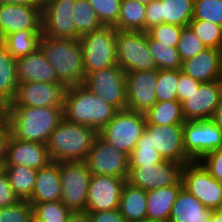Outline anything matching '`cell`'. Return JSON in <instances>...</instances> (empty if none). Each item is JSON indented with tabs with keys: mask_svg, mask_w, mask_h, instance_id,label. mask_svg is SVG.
I'll use <instances>...</instances> for the list:
<instances>
[{
	"mask_svg": "<svg viewBox=\"0 0 222 222\" xmlns=\"http://www.w3.org/2000/svg\"><path fill=\"white\" fill-rule=\"evenodd\" d=\"M63 119V107H6V121L11 134L19 140L47 144Z\"/></svg>",
	"mask_w": 222,
	"mask_h": 222,
	"instance_id": "cell-1",
	"label": "cell"
},
{
	"mask_svg": "<svg viewBox=\"0 0 222 222\" xmlns=\"http://www.w3.org/2000/svg\"><path fill=\"white\" fill-rule=\"evenodd\" d=\"M117 111L82 84L66 88L63 118L68 122L92 127L99 133Z\"/></svg>",
	"mask_w": 222,
	"mask_h": 222,
	"instance_id": "cell-2",
	"label": "cell"
},
{
	"mask_svg": "<svg viewBox=\"0 0 222 222\" xmlns=\"http://www.w3.org/2000/svg\"><path fill=\"white\" fill-rule=\"evenodd\" d=\"M39 48L66 87L83 83L85 73L79 40L42 35Z\"/></svg>",
	"mask_w": 222,
	"mask_h": 222,
	"instance_id": "cell-3",
	"label": "cell"
},
{
	"mask_svg": "<svg viewBox=\"0 0 222 222\" xmlns=\"http://www.w3.org/2000/svg\"><path fill=\"white\" fill-rule=\"evenodd\" d=\"M97 134L92 127L71 123L63 118L46 144L51 160L85 161Z\"/></svg>",
	"mask_w": 222,
	"mask_h": 222,
	"instance_id": "cell-4",
	"label": "cell"
},
{
	"mask_svg": "<svg viewBox=\"0 0 222 222\" xmlns=\"http://www.w3.org/2000/svg\"><path fill=\"white\" fill-rule=\"evenodd\" d=\"M117 30L103 26L80 37L85 75L97 70L117 65Z\"/></svg>",
	"mask_w": 222,
	"mask_h": 222,
	"instance_id": "cell-5",
	"label": "cell"
},
{
	"mask_svg": "<svg viewBox=\"0 0 222 222\" xmlns=\"http://www.w3.org/2000/svg\"><path fill=\"white\" fill-rule=\"evenodd\" d=\"M145 129V114L125 109L118 110L99 134L112 146L129 156Z\"/></svg>",
	"mask_w": 222,
	"mask_h": 222,
	"instance_id": "cell-6",
	"label": "cell"
},
{
	"mask_svg": "<svg viewBox=\"0 0 222 222\" xmlns=\"http://www.w3.org/2000/svg\"><path fill=\"white\" fill-rule=\"evenodd\" d=\"M82 85L117 110L127 109L126 72L120 66L88 73Z\"/></svg>",
	"mask_w": 222,
	"mask_h": 222,
	"instance_id": "cell-7",
	"label": "cell"
},
{
	"mask_svg": "<svg viewBox=\"0 0 222 222\" xmlns=\"http://www.w3.org/2000/svg\"><path fill=\"white\" fill-rule=\"evenodd\" d=\"M91 176L85 161L60 162V201L72 212L85 211Z\"/></svg>",
	"mask_w": 222,
	"mask_h": 222,
	"instance_id": "cell-8",
	"label": "cell"
},
{
	"mask_svg": "<svg viewBox=\"0 0 222 222\" xmlns=\"http://www.w3.org/2000/svg\"><path fill=\"white\" fill-rule=\"evenodd\" d=\"M117 65L126 73L157 69L147 46L146 32L117 31Z\"/></svg>",
	"mask_w": 222,
	"mask_h": 222,
	"instance_id": "cell-9",
	"label": "cell"
},
{
	"mask_svg": "<svg viewBox=\"0 0 222 222\" xmlns=\"http://www.w3.org/2000/svg\"><path fill=\"white\" fill-rule=\"evenodd\" d=\"M182 184L208 209H222V183L213 178L199 161L184 165Z\"/></svg>",
	"mask_w": 222,
	"mask_h": 222,
	"instance_id": "cell-10",
	"label": "cell"
},
{
	"mask_svg": "<svg viewBox=\"0 0 222 222\" xmlns=\"http://www.w3.org/2000/svg\"><path fill=\"white\" fill-rule=\"evenodd\" d=\"M85 163L92 175L115 176L127 179L129 156L112 146L99 133L95 137Z\"/></svg>",
	"mask_w": 222,
	"mask_h": 222,
	"instance_id": "cell-11",
	"label": "cell"
},
{
	"mask_svg": "<svg viewBox=\"0 0 222 222\" xmlns=\"http://www.w3.org/2000/svg\"><path fill=\"white\" fill-rule=\"evenodd\" d=\"M184 150L192 161L222 148V128L211 119L186 121L183 125Z\"/></svg>",
	"mask_w": 222,
	"mask_h": 222,
	"instance_id": "cell-12",
	"label": "cell"
},
{
	"mask_svg": "<svg viewBox=\"0 0 222 222\" xmlns=\"http://www.w3.org/2000/svg\"><path fill=\"white\" fill-rule=\"evenodd\" d=\"M184 164L162 160L157 164L143 167H129L126 182L146 191L182 184Z\"/></svg>",
	"mask_w": 222,
	"mask_h": 222,
	"instance_id": "cell-13",
	"label": "cell"
},
{
	"mask_svg": "<svg viewBox=\"0 0 222 222\" xmlns=\"http://www.w3.org/2000/svg\"><path fill=\"white\" fill-rule=\"evenodd\" d=\"M75 0H42V34L52 38L77 40V31L73 22Z\"/></svg>",
	"mask_w": 222,
	"mask_h": 222,
	"instance_id": "cell-14",
	"label": "cell"
},
{
	"mask_svg": "<svg viewBox=\"0 0 222 222\" xmlns=\"http://www.w3.org/2000/svg\"><path fill=\"white\" fill-rule=\"evenodd\" d=\"M66 88L63 83H19L14 101L9 106L63 107Z\"/></svg>",
	"mask_w": 222,
	"mask_h": 222,
	"instance_id": "cell-15",
	"label": "cell"
},
{
	"mask_svg": "<svg viewBox=\"0 0 222 222\" xmlns=\"http://www.w3.org/2000/svg\"><path fill=\"white\" fill-rule=\"evenodd\" d=\"M194 15V0H154L146 6L145 32L153 26L168 23L188 26Z\"/></svg>",
	"mask_w": 222,
	"mask_h": 222,
	"instance_id": "cell-16",
	"label": "cell"
},
{
	"mask_svg": "<svg viewBox=\"0 0 222 222\" xmlns=\"http://www.w3.org/2000/svg\"><path fill=\"white\" fill-rule=\"evenodd\" d=\"M125 178L92 175L86 202V212H102L119 209Z\"/></svg>",
	"mask_w": 222,
	"mask_h": 222,
	"instance_id": "cell-17",
	"label": "cell"
},
{
	"mask_svg": "<svg viewBox=\"0 0 222 222\" xmlns=\"http://www.w3.org/2000/svg\"><path fill=\"white\" fill-rule=\"evenodd\" d=\"M145 130L162 159L184 165L192 161L184 150L183 125H146Z\"/></svg>",
	"mask_w": 222,
	"mask_h": 222,
	"instance_id": "cell-18",
	"label": "cell"
},
{
	"mask_svg": "<svg viewBox=\"0 0 222 222\" xmlns=\"http://www.w3.org/2000/svg\"><path fill=\"white\" fill-rule=\"evenodd\" d=\"M157 71L126 73L127 109L145 114L157 103Z\"/></svg>",
	"mask_w": 222,
	"mask_h": 222,
	"instance_id": "cell-19",
	"label": "cell"
},
{
	"mask_svg": "<svg viewBox=\"0 0 222 222\" xmlns=\"http://www.w3.org/2000/svg\"><path fill=\"white\" fill-rule=\"evenodd\" d=\"M222 94V80L200 83L187 99L181 102L186 121L211 119Z\"/></svg>",
	"mask_w": 222,
	"mask_h": 222,
	"instance_id": "cell-20",
	"label": "cell"
},
{
	"mask_svg": "<svg viewBox=\"0 0 222 222\" xmlns=\"http://www.w3.org/2000/svg\"><path fill=\"white\" fill-rule=\"evenodd\" d=\"M41 7L0 4V41L20 30H42Z\"/></svg>",
	"mask_w": 222,
	"mask_h": 222,
	"instance_id": "cell-21",
	"label": "cell"
},
{
	"mask_svg": "<svg viewBox=\"0 0 222 222\" xmlns=\"http://www.w3.org/2000/svg\"><path fill=\"white\" fill-rule=\"evenodd\" d=\"M50 162L52 160L46 144L23 141L10 135L4 165H20L39 170Z\"/></svg>",
	"mask_w": 222,
	"mask_h": 222,
	"instance_id": "cell-22",
	"label": "cell"
},
{
	"mask_svg": "<svg viewBox=\"0 0 222 222\" xmlns=\"http://www.w3.org/2000/svg\"><path fill=\"white\" fill-rule=\"evenodd\" d=\"M181 72L201 83L222 80V49L206 47L193 58L184 60Z\"/></svg>",
	"mask_w": 222,
	"mask_h": 222,
	"instance_id": "cell-23",
	"label": "cell"
},
{
	"mask_svg": "<svg viewBox=\"0 0 222 222\" xmlns=\"http://www.w3.org/2000/svg\"><path fill=\"white\" fill-rule=\"evenodd\" d=\"M18 83H62L52 65L38 48L35 52L16 60Z\"/></svg>",
	"mask_w": 222,
	"mask_h": 222,
	"instance_id": "cell-24",
	"label": "cell"
},
{
	"mask_svg": "<svg viewBox=\"0 0 222 222\" xmlns=\"http://www.w3.org/2000/svg\"><path fill=\"white\" fill-rule=\"evenodd\" d=\"M61 200L60 162H50L37 170L35 187L30 203L56 202Z\"/></svg>",
	"mask_w": 222,
	"mask_h": 222,
	"instance_id": "cell-25",
	"label": "cell"
},
{
	"mask_svg": "<svg viewBox=\"0 0 222 222\" xmlns=\"http://www.w3.org/2000/svg\"><path fill=\"white\" fill-rule=\"evenodd\" d=\"M212 210L183 187L173 204L169 222H208Z\"/></svg>",
	"mask_w": 222,
	"mask_h": 222,
	"instance_id": "cell-26",
	"label": "cell"
},
{
	"mask_svg": "<svg viewBox=\"0 0 222 222\" xmlns=\"http://www.w3.org/2000/svg\"><path fill=\"white\" fill-rule=\"evenodd\" d=\"M183 184L147 191V219L169 222L172 207Z\"/></svg>",
	"mask_w": 222,
	"mask_h": 222,
	"instance_id": "cell-27",
	"label": "cell"
},
{
	"mask_svg": "<svg viewBox=\"0 0 222 222\" xmlns=\"http://www.w3.org/2000/svg\"><path fill=\"white\" fill-rule=\"evenodd\" d=\"M147 191L125 183L119 202L120 214L126 222H141L147 219Z\"/></svg>",
	"mask_w": 222,
	"mask_h": 222,
	"instance_id": "cell-28",
	"label": "cell"
},
{
	"mask_svg": "<svg viewBox=\"0 0 222 222\" xmlns=\"http://www.w3.org/2000/svg\"><path fill=\"white\" fill-rule=\"evenodd\" d=\"M18 71L16 59L0 41V101L8 107L14 101L18 90Z\"/></svg>",
	"mask_w": 222,
	"mask_h": 222,
	"instance_id": "cell-29",
	"label": "cell"
},
{
	"mask_svg": "<svg viewBox=\"0 0 222 222\" xmlns=\"http://www.w3.org/2000/svg\"><path fill=\"white\" fill-rule=\"evenodd\" d=\"M146 5L137 0H122L120 14L113 26L122 32H145Z\"/></svg>",
	"mask_w": 222,
	"mask_h": 222,
	"instance_id": "cell-30",
	"label": "cell"
},
{
	"mask_svg": "<svg viewBox=\"0 0 222 222\" xmlns=\"http://www.w3.org/2000/svg\"><path fill=\"white\" fill-rule=\"evenodd\" d=\"M2 169L19 200H29L35 187L37 170L20 165H4Z\"/></svg>",
	"mask_w": 222,
	"mask_h": 222,
	"instance_id": "cell-31",
	"label": "cell"
},
{
	"mask_svg": "<svg viewBox=\"0 0 222 222\" xmlns=\"http://www.w3.org/2000/svg\"><path fill=\"white\" fill-rule=\"evenodd\" d=\"M42 30H20L7 35L2 42L14 59L27 56L39 48Z\"/></svg>",
	"mask_w": 222,
	"mask_h": 222,
	"instance_id": "cell-32",
	"label": "cell"
},
{
	"mask_svg": "<svg viewBox=\"0 0 222 222\" xmlns=\"http://www.w3.org/2000/svg\"><path fill=\"white\" fill-rule=\"evenodd\" d=\"M146 125H184L186 120L179 101L157 102L145 113Z\"/></svg>",
	"mask_w": 222,
	"mask_h": 222,
	"instance_id": "cell-33",
	"label": "cell"
},
{
	"mask_svg": "<svg viewBox=\"0 0 222 222\" xmlns=\"http://www.w3.org/2000/svg\"><path fill=\"white\" fill-rule=\"evenodd\" d=\"M72 8L77 40H79L81 36L103 27L88 0H75Z\"/></svg>",
	"mask_w": 222,
	"mask_h": 222,
	"instance_id": "cell-34",
	"label": "cell"
},
{
	"mask_svg": "<svg viewBox=\"0 0 222 222\" xmlns=\"http://www.w3.org/2000/svg\"><path fill=\"white\" fill-rule=\"evenodd\" d=\"M147 46L157 66V70L181 69L182 60L176 47L153 40L148 34Z\"/></svg>",
	"mask_w": 222,
	"mask_h": 222,
	"instance_id": "cell-35",
	"label": "cell"
},
{
	"mask_svg": "<svg viewBox=\"0 0 222 222\" xmlns=\"http://www.w3.org/2000/svg\"><path fill=\"white\" fill-rule=\"evenodd\" d=\"M180 69H164L157 71L156 97L157 102L178 101L177 88Z\"/></svg>",
	"mask_w": 222,
	"mask_h": 222,
	"instance_id": "cell-36",
	"label": "cell"
},
{
	"mask_svg": "<svg viewBox=\"0 0 222 222\" xmlns=\"http://www.w3.org/2000/svg\"><path fill=\"white\" fill-rule=\"evenodd\" d=\"M33 205V222H67L72 211L61 201L31 203Z\"/></svg>",
	"mask_w": 222,
	"mask_h": 222,
	"instance_id": "cell-37",
	"label": "cell"
},
{
	"mask_svg": "<svg viewBox=\"0 0 222 222\" xmlns=\"http://www.w3.org/2000/svg\"><path fill=\"white\" fill-rule=\"evenodd\" d=\"M162 157L159 153L153 149L150 143L148 132L142 134L141 138L137 142L136 147L129 155V167H143V165L157 164L162 161Z\"/></svg>",
	"mask_w": 222,
	"mask_h": 222,
	"instance_id": "cell-38",
	"label": "cell"
},
{
	"mask_svg": "<svg viewBox=\"0 0 222 222\" xmlns=\"http://www.w3.org/2000/svg\"><path fill=\"white\" fill-rule=\"evenodd\" d=\"M189 26L207 48L222 49V27L205 20H191Z\"/></svg>",
	"mask_w": 222,
	"mask_h": 222,
	"instance_id": "cell-39",
	"label": "cell"
},
{
	"mask_svg": "<svg viewBox=\"0 0 222 222\" xmlns=\"http://www.w3.org/2000/svg\"><path fill=\"white\" fill-rule=\"evenodd\" d=\"M176 48L183 62L184 60L193 58L194 56L198 55L206 48V46L188 25L183 27Z\"/></svg>",
	"mask_w": 222,
	"mask_h": 222,
	"instance_id": "cell-40",
	"label": "cell"
},
{
	"mask_svg": "<svg viewBox=\"0 0 222 222\" xmlns=\"http://www.w3.org/2000/svg\"><path fill=\"white\" fill-rule=\"evenodd\" d=\"M192 20H205L222 27V0H194Z\"/></svg>",
	"mask_w": 222,
	"mask_h": 222,
	"instance_id": "cell-41",
	"label": "cell"
},
{
	"mask_svg": "<svg viewBox=\"0 0 222 222\" xmlns=\"http://www.w3.org/2000/svg\"><path fill=\"white\" fill-rule=\"evenodd\" d=\"M103 26H114L118 20L122 0H88Z\"/></svg>",
	"mask_w": 222,
	"mask_h": 222,
	"instance_id": "cell-42",
	"label": "cell"
},
{
	"mask_svg": "<svg viewBox=\"0 0 222 222\" xmlns=\"http://www.w3.org/2000/svg\"><path fill=\"white\" fill-rule=\"evenodd\" d=\"M33 205L28 200H20L15 205L0 209V222H33Z\"/></svg>",
	"mask_w": 222,
	"mask_h": 222,
	"instance_id": "cell-43",
	"label": "cell"
},
{
	"mask_svg": "<svg viewBox=\"0 0 222 222\" xmlns=\"http://www.w3.org/2000/svg\"><path fill=\"white\" fill-rule=\"evenodd\" d=\"M183 27L168 23L153 26L146 33L153 39L171 47H177Z\"/></svg>",
	"mask_w": 222,
	"mask_h": 222,
	"instance_id": "cell-44",
	"label": "cell"
},
{
	"mask_svg": "<svg viewBox=\"0 0 222 222\" xmlns=\"http://www.w3.org/2000/svg\"><path fill=\"white\" fill-rule=\"evenodd\" d=\"M199 162L213 178L222 183V148L207 153Z\"/></svg>",
	"mask_w": 222,
	"mask_h": 222,
	"instance_id": "cell-45",
	"label": "cell"
},
{
	"mask_svg": "<svg viewBox=\"0 0 222 222\" xmlns=\"http://www.w3.org/2000/svg\"><path fill=\"white\" fill-rule=\"evenodd\" d=\"M19 198L14 194L7 174L0 169V209L15 205Z\"/></svg>",
	"mask_w": 222,
	"mask_h": 222,
	"instance_id": "cell-46",
	"label": "cell"
},
{
	"mask_svg": "<svg viewBox=\"0 0 222 222\" xmlns=\"http://www.w3.org/2000/svg\"><path fill=\"white\" fill-rule=\"evenodd\" d=\"M201 82L193 79L191 76L184 74L180 69V76L177 88L178 101L181 103L198 88Z\"/></svg>",
	"mask_w": 222,
	"mask_h": 222,
	"instance_id": "cell-47",
	"label": "cell"
},
{
	"mask_svg": "<svg viewBox=\"0 0 222 222\" xmlns=\"http://www.w3.org/2000/svg\"><path fill=\"white\" fill-rule=\"evenodd\" d=\"M89 222H126L125 218L120 214L119 209L88 212Z\"/></svg>",
	"mask_w": 222,
	"mask_h": 222,
	"instance_id": "cell-48",
	"label": "cell"
},
{
	"mask_svg": "<svg viewBox=\"0 0 222 222\" xmlns=\"http://www.w3.org/2000/svg\"><path fill=\"white\" fill-rule=\"evenodd\" d=\"M11 131L9 124L6 120L0 122V169L5 164L6 153H7V143L10 138Z\"/></svg>",
	"mask_w": 222,
	"mask_h": 222,
	"instance_id": "cell-49",
	"label": "cell"
},
{
	"mask_svg": "<svg viewBox=\"0 0 222 222\" xmlns=\"http://www.w3.org/2000/svg\"><path fill=\"white\" fill-rule=\"evenodd\" d=\"M1 4H17L27 6H42V0H1Z\"/></svg>",
	"mask_w": 222,
	"mask_h": 222,
	"instance_id": "cell-50",
	"label": "cell"
},
{
	"mask_svg": "<svg viewBox=\"0 0 222 222\" xmlns=\"http://www.w3.org/2000/svg\"><path fill=\"white\" fill-rule=\"evenodd\" d=\"M67 222H89L88 212L86 211L72 212Z\"/></svg>",
	"mask_w": 222,
	"mask_h": 222,
	"instance_id": "cell-51",
	"label": "cell"
},
{
	"mask_svg": "<svg viewBox=\"0 0 222 222\" xmlns=\"http://www.w3.org/2000/svg\"><path fill=\"white\" fill-rule=\"evenodd\" d=\"M211 120L222 128V94L219 98V102L215 108Z\"/></svg>",
	"mask_w": 222,
	"mask_h": 222,
	"instance_id": "cell-52",
	"label": "cell"
},
{
	"mask_svg": "<svg viewBox=\"0 0 222 222\" xmlns=\"http://www.w3.org/2000/svg\"><path fill=\"white\" fill-rule=\"evenodd\" d=\"M208 222H222V209L212 210V213Z\"/></svg>",
	"mask_w": 222,
	"mask_h": 222,
	"instance_id": "cell-53",
	"label": "cell"
},
{
	"mask_svg": "<svg viewBox=\"0 0 222 222\" xmlns=\"http://www.w3.org/2000/svg\"><path fill=\"white\" fill-rule=\"evenodd\" d=\"M6 120V106L0 101V122Z\"/></svg>",
	"mask_w": 222,
	"mask_h": 222,
	"instance_id": "cell-54",
	"label": "cell"
},
{
	"mask_svg": "<svg viewBox=\"0 0 222 222\" xmlns=\"http://www.w3.org/2000/svg\"><path fill=\"white\" fill-rule=\"evenodd\" d=\"M137 1H139L141 4L147 6L151 1H154V0H137Z\"/></svg>",
	"mask_w": 222,
	"mask_h": 222,
	"instance_id": "cell-55",
	"label": "cell"
},
{
	"mask_svg": "<svg viewBox=\"0 0 222 222\" xmlns=\"http://www.w3.org/2000/svg\"><path fill=\"white\" fill-rule=\"evenodd\" d=\"M141 222H162V221H155V220L145 219L144 221H141Z\"/></svg>",
	"mask_w": 222,
	"mask_h": 222,
	"instance_id": "cell-56",
	"label": "cell"
}]
</instances>
